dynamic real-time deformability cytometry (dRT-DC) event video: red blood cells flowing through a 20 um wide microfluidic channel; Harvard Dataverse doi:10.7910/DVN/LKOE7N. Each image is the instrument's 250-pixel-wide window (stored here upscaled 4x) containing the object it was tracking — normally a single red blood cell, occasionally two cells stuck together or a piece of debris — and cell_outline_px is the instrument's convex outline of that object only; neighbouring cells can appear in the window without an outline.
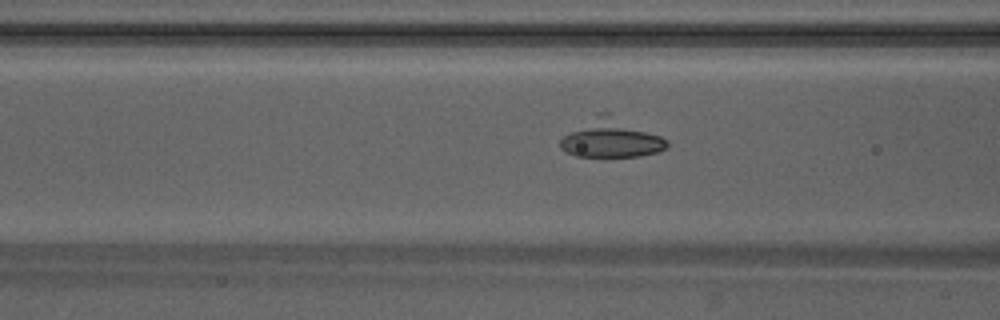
{"species": "Egyptian fruit bat (a non-hibernating species)", "species_latin": "Rousettus aegyptiacus", "temperature_condition": "warm", "stored_images_in_passage": 49, "camera_frame_rate_fps": 3000, "um_per_image_px": 0.085, "animal": {"sex": "male"}, "frame": {"image": 1, "passage_image": 20, "time_ms": 6.333, "image_size_px": [1000, 320], "cell_outline_px": [[668, 148], [656, 152], [640, 156], [576, 156], [560, 148], [560, 140], [564, 136], [596, 112], [608, 112], [660, 136], [668, 140]], "centroid_in_image_um": [51.95, 11.75], "position_along_channel_um": 114.7, "area_um2": 23.58}}
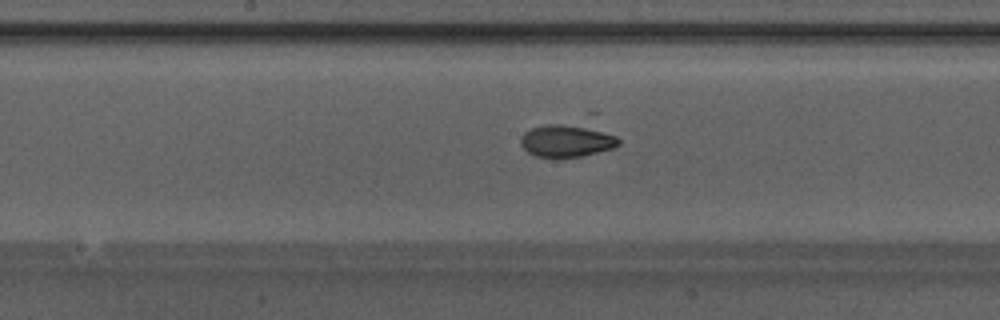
{"frame": {"image": 2, "passage_image": 26, "time_ms": 8.333, "image_size_px": [1000, 320], "cell_outline_px": [[620, 144], [612, 148], [584, 156], [536, 156], [528, 152], [520, 144], [520, 136], [524, 132], [532, 128], [588, 112], [596, 112], [620, 140]], "centroid_in_image_um": [48.48, 11.65], "position_along_channel_um": 199.7, "area_um2": 22.48}}
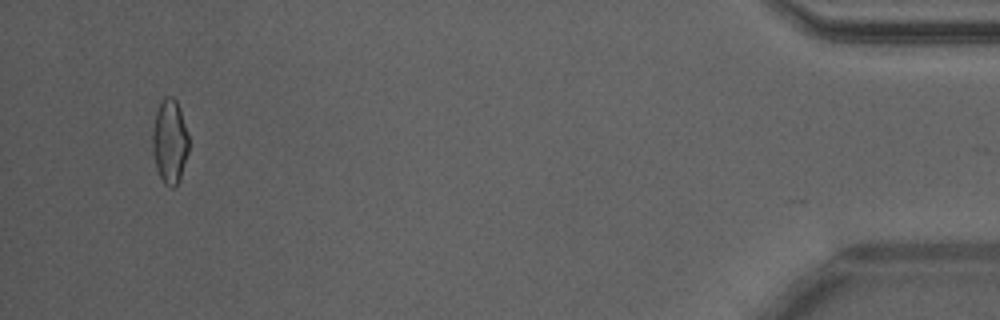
{"frame": {"image": 3, "passage_image": 47, "time_ms": 15.333, "image_size_px": [1000, 320], "cell_outline_px": [[188, 152], [180, 180], [172, 188], [164, 184], [156, 168], [152, 152], [152, 132], [156, 112], [160, 100], [164, 96], [172, 96], [176, 100], [180, 108], [188, 132]], "centroid_in_image_um": [14.42, 12.0], "position_along_channel_um": 420.8, "area_um2": 18.03}}